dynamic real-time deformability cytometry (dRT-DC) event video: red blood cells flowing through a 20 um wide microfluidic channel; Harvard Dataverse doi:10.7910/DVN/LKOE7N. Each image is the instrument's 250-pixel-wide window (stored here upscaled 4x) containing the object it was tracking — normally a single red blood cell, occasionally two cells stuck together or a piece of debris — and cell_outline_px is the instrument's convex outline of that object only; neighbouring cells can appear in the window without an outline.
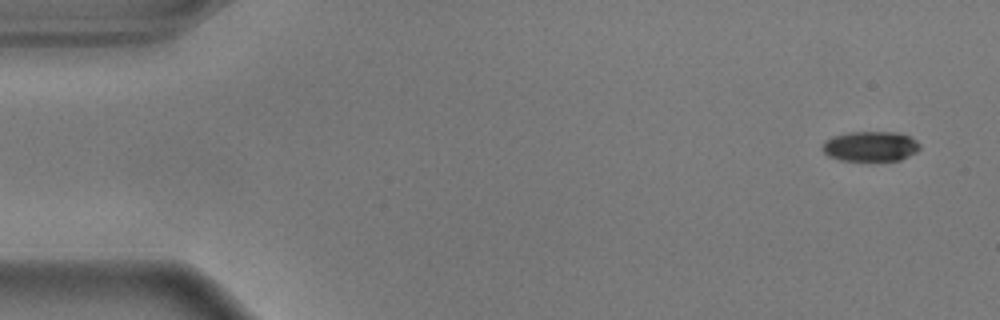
{"species": "common noctule bat (a hibernating species)", "species_latin": "Nyctalus noctula", "temperature_condition": "warm", "stored_images_in_passage": 54, "camera_frame_rate_fps": 3000, "um_per_image_px": 0.085, "animal": {"sex": "male", "body_mass_g": 17.9}, "frame": {"image": 1, "passage_image": 1, "time_ms": 0.0, "image_size_px": [1000, 320], "cell_outline_px": [[920, 148], [916, 152], [900, 160], [840, 160], [828, 156], [824, 152], [824, 140], [832, 136], [848, 132], [896, 132], [908, 136], [916, 140], [920, 144]], "centroid_in_image_um": [73.99, 12.43], "position_along_channel_um": 11.0, "area_um2": 16.94}}
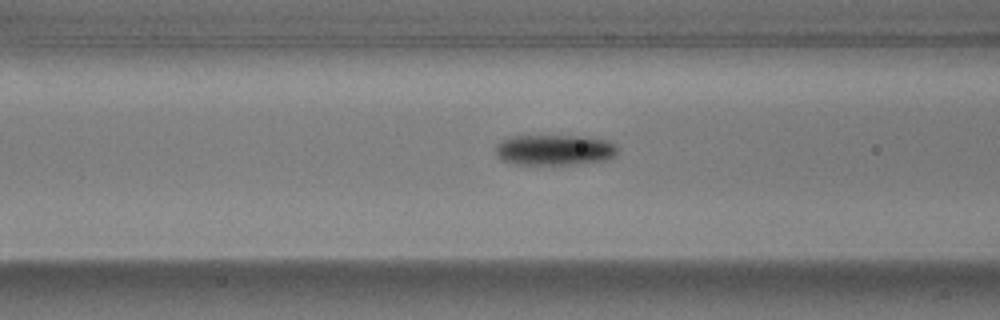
{"frame": {"image": 2, "passage_image": 20, "time_ms": 6.333, "image_size_px": [1000, 320], "cell_outline_px": [[616, 152], [612, 156], [604, 160], [576, 164], [512, 164], [500, 160], [496, 156], [496, 144], [508, 136], [576, 136], [608, 140], [616, 144]], "centroid_in_image_um": [47.06, 12.74], "position_along_channel_um": 119.5, "area_um2": 21.73}}
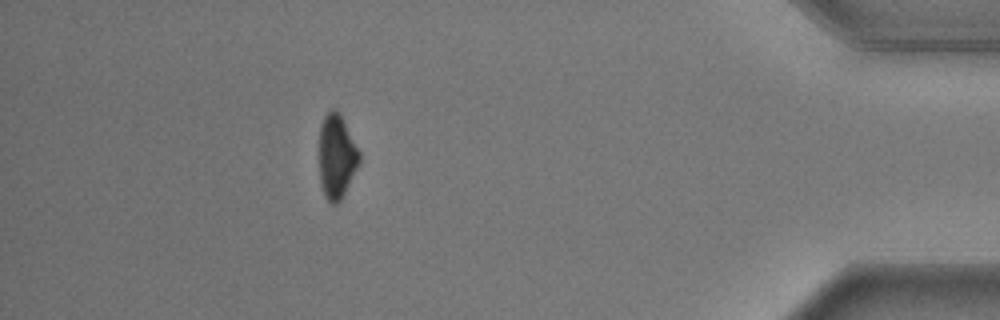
{"frame": {"image": 3, "passage_image": 48, "time_ms": 15.667, "image_size_px": [1000, 320], "cell_outline_px": [[360, 164], [340, 200], [336, 204], [332, 204], [324, 196], [320, 184], [320, 124], [324, 116], [332, 108], [336, 108], [340, 112], [360, 152]], "centroid_in_image_um": [28.62, 13.27], "position_along_channel_um": 406.6, "area_um2": 19.77}, "authors_computed_cell_mechanics": {"area_um2": 20.4034, "velocity_mm_per_s": 3.6282, "shape_relaxation_time_tau1_ms": 3.3567, "shape_relaxation_time_tau2_ms": null, "deformation_change_tau1": 0.1916, "deformation_change_tau2": null}}